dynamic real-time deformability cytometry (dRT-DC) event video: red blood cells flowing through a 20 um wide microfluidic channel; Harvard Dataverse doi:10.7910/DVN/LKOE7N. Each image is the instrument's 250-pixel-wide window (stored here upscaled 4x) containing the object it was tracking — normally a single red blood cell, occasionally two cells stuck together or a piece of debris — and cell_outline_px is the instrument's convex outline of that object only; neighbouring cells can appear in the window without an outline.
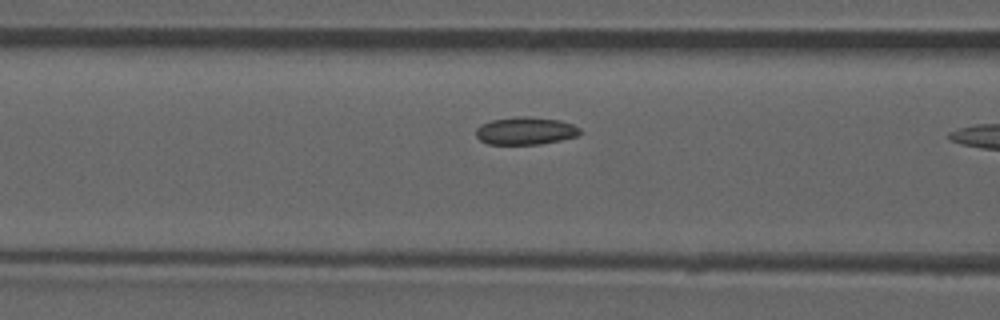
{"species": "common noctule bat (a hibernating species)", "species_latin": "Nyctalus noctula", "temperature_condition": "room temperature", "stored_images_in_passage": 18, "camera_frame_rate_fps": 3000, "um_per_image_px": 0.085, "animal": {"sex": "male", "forearm_length_mm": 52.5}, "frame": {"image": 1, "passage_image": 16, "time_ms": 5.0, "image_size_px": [1000, 320], "cell_outline_px": [[580, 136], [540, 144], [488, 144], [480, 140], [476, 136], [476, 128], [480, 124], [492, 120], [516, 116], [528, 116], [560, 120], [572, 124], [580, 128]], "centroid_in_image_um": [44.67, 11.11], "position_along_channel_um": 121.9, "area_um2": 16.88}}